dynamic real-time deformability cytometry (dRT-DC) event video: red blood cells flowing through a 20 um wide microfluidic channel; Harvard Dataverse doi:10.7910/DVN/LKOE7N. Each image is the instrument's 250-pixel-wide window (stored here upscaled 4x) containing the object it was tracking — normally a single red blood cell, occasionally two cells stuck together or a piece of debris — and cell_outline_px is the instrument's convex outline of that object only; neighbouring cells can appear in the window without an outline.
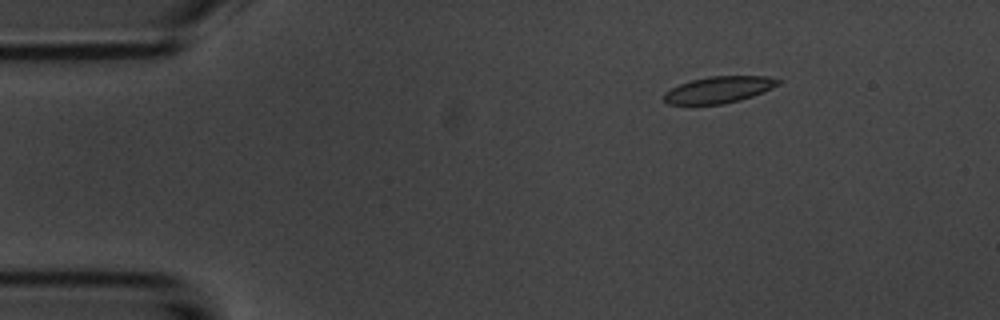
{"species": "common noctule bat (a hibernating species)", "species_latin": "Nyctalus noctula", "temperature_condition": "room temperature", "stored_images_in_passage": 4, "camera_frame_rate_fps": 3000, "um_per_image_px": 0.085, "animal": {"sex": "male", "body_mass_g": 20.1, "forearm_length_mm": 53.5}, "frame": {"image": 1, "passage_image": 1, "time_ms": 0.0, "image_size_px": [1000, 320], "cell_outline_px": [[780, 84], [772, 88], [752, 96], [740, 100], [724, 104], [688, 108], [668, 104], [664, 100], [664, 92], [680, 84], [692, 80], [708, 76], [768, 76], [780, 80]], "centroid_in_image_um": [61.01, 7.68], "position_along_channel_um": 24.0, "area_um2": 18.38}}